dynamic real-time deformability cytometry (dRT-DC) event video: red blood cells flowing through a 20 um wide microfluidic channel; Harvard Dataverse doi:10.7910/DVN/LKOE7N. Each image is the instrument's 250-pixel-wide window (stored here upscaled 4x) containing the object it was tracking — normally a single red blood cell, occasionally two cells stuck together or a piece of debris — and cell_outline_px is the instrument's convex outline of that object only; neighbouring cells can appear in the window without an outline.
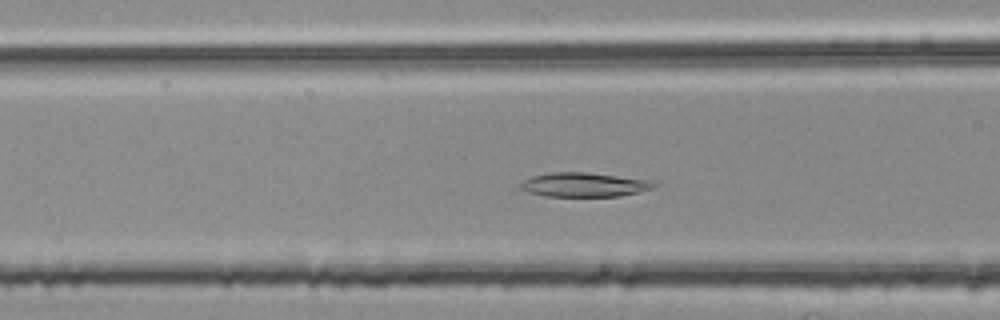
{"species": "common noctule bat (a hibernating species)", "species_latin": "Nyctalus noctula", "temperature_condition": "room temperature", "stored_images_in_passage": 48, "camera_frame_rate_fps": 3000, "um_per_image_px": 0.085, "animal": {"sex": "female", "body_mass_g": 25.1}, "frame": {"image": 1, "passage_image": 18, "time_ms": 5.667, "image_size_px": [1000, 320], "cell_outline_px": [[656, 184], [652, 188], [620, 196], [544, 196], [528, 192], [516, 188], [524, 180], [532, 176], [552, 172], [584, 172], [648, 180]], "centroid_in_image_um": [49.54, 15.7], "position_along_channel_um": 117.1, "area_um2": 18.55}}
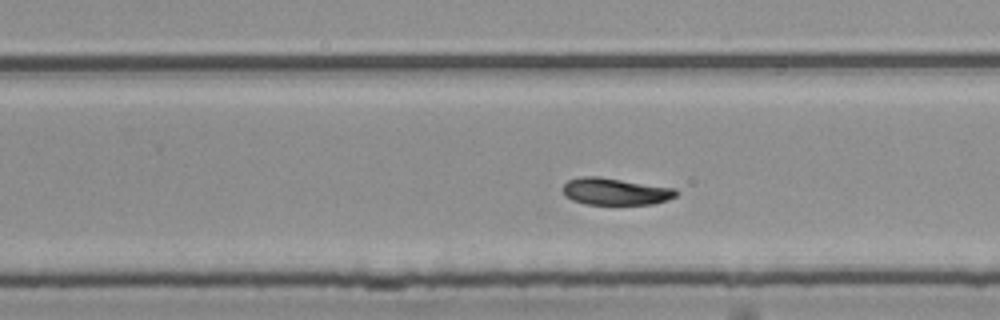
{"frame": {"image": 2, "passage_image": 31, "time_ms": 10.0, "image_size_px": [1000, 320], "cell_outline_px": [[680, 192], [676, 196], [668, 200], [652, 204], [584, 204], [572, 200], [564, 196], [560, 188], [568, 180], [580, 176], [596, 176], [676, 188]], "centroid_in_image_um": [52.28, 16.27], "position_along_channel_um": 277.5, "area_um2": 18.03}}
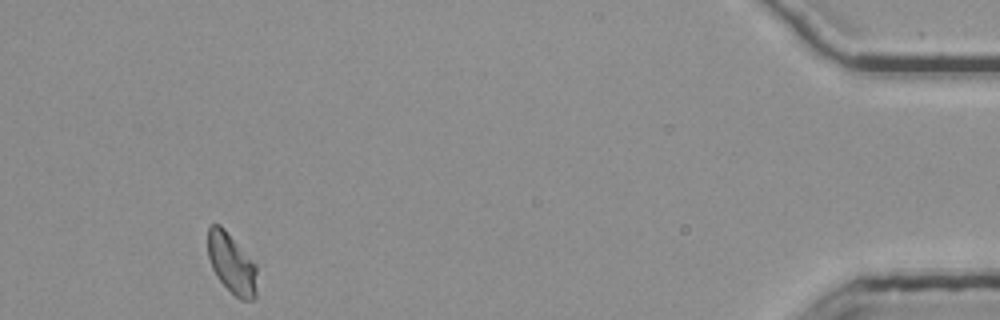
{"frame": {"image": 3, "passage_image": 48, "time_ms": 15.667, "image_size_px": [1000, 320], "cell_outline_px": [[256, 296], [252, 300], [240, 300], [216, 276], [212, 268], [208, 256], [208, 228], [212, 224], [220, 224], [224, 228], [256, 264]], "centroid_in_image_um": [19.69, 22.39], "position_along_channel_um": 415.5, "area_um2": 17.11}, "authors_computed_cell_mechanics": {"area_um2": 18.5249, "velocity_mm_per_s": 3.7058, "shape_relaxation_time_tau1_ms": null, "shape_relaxation_time_tau2_ms": 5.611, "deformation_change_tau1": null, "deformation_change_tau2": 0.0877}}